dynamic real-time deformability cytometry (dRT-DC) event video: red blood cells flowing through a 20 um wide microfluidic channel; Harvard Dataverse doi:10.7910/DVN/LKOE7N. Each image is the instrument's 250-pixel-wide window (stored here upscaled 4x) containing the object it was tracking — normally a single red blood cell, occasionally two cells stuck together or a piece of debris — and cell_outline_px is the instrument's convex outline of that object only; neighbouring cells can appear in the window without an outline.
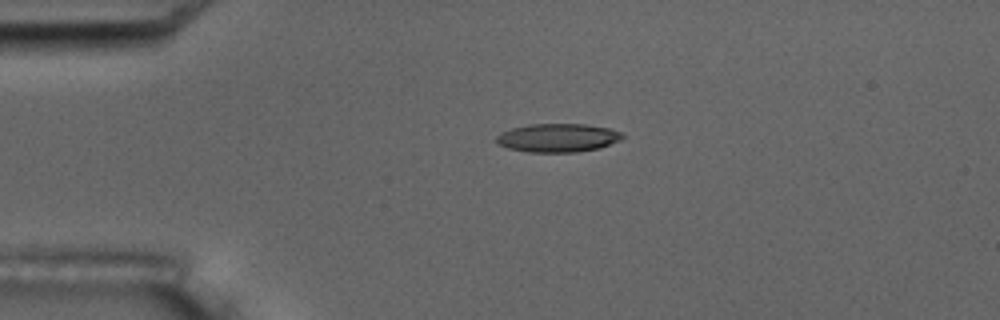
{"species": "common noctule bat (a hibernating species)", "species_latin": "Nyctalus noctula", "temperature_condition": "room temperature", "stored_images_in_passage": 4, "camera_frame_rate_fps": 3000, "um_per_image_px": 0.085, "animal": {"sex": "male", "body_mass_g": 17.5, "forearm_length_mm": 52.3}, "frame": {"image": 1, "passage_image": 3, "time_ms": 3.333, "image_size_px": [1000, 320], "cell_outline_px": [[624, 136], [620, 140], [600, 148], [576, 152], [528, 152], [508, 148], [496, 144], [496, 136], [512, 128], [528, 124], [584, 124], [612, 128], [620, 132]], "centroid_in_image_um": [47.42, 11.71], "position_along_channel_um": 37.6, "area_um2": 20.98}}